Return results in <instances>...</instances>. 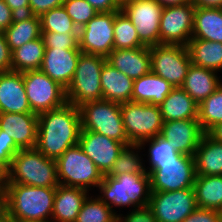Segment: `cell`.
Listing matches in <instances>:
<instances>
[{
  "mask_svg": "<svg viewBox=\"0 0 222 222\" xmlns=\"http://www.w3.org/2000/svg\"><path fill=\"white\" fill-rule=\"evenodd\" d=\"M81 118L79 108L63 106L38 115L36 149L57 160L68 148L79 144Z\"/></svg>",
  "mask_w": 222,
  "mask_h": 222,
  "instance_id": "1",
  "label": "cell"
},
{
  "mask_svg": "<svg viewBox=\"0 0 222 222\" xmlns=\"http://www.w3.org/2000/svg\"><path fill=\"white\" fill-rule=\"evenodd\" d=\"M56 187L7 183L3 202L6 215L19 222L51 220Z\"/></svg>",
  "mask_w": 222,
  "mask_h": 222,
  "instance_id": "2",
  "label": "cell"
},
{
  "mask_svg": "<svg viewBox=\"0 0 222 222\" xmlns=\"http://www.w3.org/2000/svg\"><path fill=\"white\" fill-rule=\"evenodd\" d=\"M98 197L112 210L113 206L142 207L149 205L151 196L150 176L146 174L125 173L114 177L104 176L98 185Z\"/></svg>",
  "mask_w": 222,
  "mask_h": 222,
  "instance_id": "3",
  "label": "cell"
},
{
  "mask_svg": "<svg viewBox=\"0 0 222 222\" xmlns=\"http://www.w3.org/2000/svg\"><path fill=\"white\" fill-rule=\"evenodd\" d=\"M27 186L57 187V162L36 148L20 149L8 169V182Z\"/></svg>",
  "mask_w": 222,
  "mask_h": 222,
  "instance_id": "4",
  "label": "cell"
},
{
  "mask_svg": "<svg viewBox=\"0 0 222 222\" xmlns=\"http://www.w3.org/2000/svg\"><path fill=\"white\" fill-rule=\"evenodd\" d=\"M106 57L81 53L72 82L66 89V100L76 107L103 99L101 72Z\"/></svg>",
  "mask_w": 222,
  "mask_h": 222,
  "instance_id": "5",
  "label": "cell"
},
{
  "mask_svg": "<svg viewBox=\"0 0 222 222\" xmlns=\"http://www.w3.org/2000/svg\"><path fill=\"white\" fill-rule=\"evenodd\" d=\"M81 130L93 131L122 142L132 144L125 133L121 104L101 99L82 104L78 107Z\"/></svg>",
  "mask_w": 222,
  "mask_h": 222,
  "instance_id": "6",
  "label": "cell"
},
{
  "mask_svg": "<svg viewBox=\"0 0 222 222\" xmlns=\"http://www.w3.org/2000/svg\"><path fill=\"white\" fill-rule=\"evenodd\" d=\"M58 183L82 188L88 192L98 187L104 178L102 172L79 144L68 148L57 160Z\"/></svg>",
  "mask_w": 222,
  "mask_h": 222,
  "instance_id": "7",
  "label": "cell"
},
{
  "mask_svg": "<svg viewBox=\"0 0 222 222\" xmlns=\"http://www.w3.org/2000/svg\"><path fill=\"white\" fill-rule=\"evenodd\" d=\"M121 114L125 133L132 144L160 135L164 121L159 106L131 101L121 104Z\"/></svg>",
  "mask_w": 222,
  "mask_h": 222,
  "instance_id": "8",
  "label": "cell"
},
{
  "mask_svg": "<svg viewBox=\"0 0 222 222\" xmlns=\"http://www.w3.org/2000/svg\"><path fill=\"white\" fill-rule=\"evenodd\" d=\"M148 174L151 192L193 188L196 178L194 157L182 154L175 161L158 162Z\"/></svg>",
  "mask_w": 222,
  "mask_h": 222,
  "instance_id": "9",
  "label": "cell"
},
{
  "mask_svg": "<svg viewBox=\"0 0 222 222\" xmlns=\"http://www.w3.org/2000/svg\"><path fill=\"white\" fill-rule=\"evenodd\" d=\"M23 81L31 110L37 115L67 102L66 89L40 70L23 72Z\"/></svg>",
  "mask_w": 222,
  "mask_h": 222,
  "instance_id": "10",
  "label": "cell"
},
{
  "mask_svg": "<svg viewBox=\"0 0 222 222\" xmlns=\"http://www.w3.org/2000/svg\"><path fill=\"white\" fill-rule=\"evenodd\" d=\"M149 50L151 71L173 87H181L192 64L187 46L158 44L149 47Z\"/></svg>",
  "mask_w": 222,
  "mask_h": 222,
  "instance_id": "11",
  "label": "cell"
},
{
  "mask_svg": "<svg viewBox=\"0 0 222 222\" xmlns=\"http://www.w3.org/2000/svg\"><path fill=\"white\" fill-rule=\"evenodd\" d=\"M117 12H98L79 29V49L82 53L107 57L114 50V21Z\"/></svg>",
  "mask_w": 222,
  "mask_h": 222,
  "instance_id": "12",
  "label": "cell"
},
{
  "mask_svg": "<svg viewBox=\"0 0 222 222\" xmlns=\"http://www.w3.org/2000/svg\"><path fill=\"white\" fill-rule=\"evenodd\" d=\"M121 10L137 30L139 40L148 47L160 44V18L163 7L156 0H134Z\"/></svg>",
  "mask_w": 222,
  "mask_h": 222,
  "instance_id": "13",
  "label": "cell"
},
{
  "mask_svg": "<svg viewBox=\"0 0 222 222\" xmlns=\"http://www.w3.org/2000/svg\"><path fill=\"white\" fill-rule=\"evenodd\" d=\"M149 206L157 222H182L197 208L194 188L151 192Z\"/></svg>",
  "mask_w": 222,
  "mask_h": 222,
  "instance_id": "14",
  "label": "cell"
},
{
  "mask_svg": "<svg viewBox=\"0 0 222 222\" xmlns=\"http://www.w3.org/2000/svg\"><path fill=\"white\" fill-rule=\"evenodd\" d=\"M195 5L164 7L160 18V44L187 46L192 38Z\"/></svg>",
  "mask_w": 222,
  "mask_h": 222,
  "instance_id": "15",
  "label": "cell"
},
{
  "mask_svg": "<svg viewBox=\"0 0 222 222\" xmlns=\"http://www.w3.org/2000/svg\"><path fill=\"white\" fill-rule=\"evenodd\" d=\"M79 145L103 175L110 171L125 146L122 142L88 130H81Z\"/></svg>",
  "mask_w": 222,
  "mask_h": 222,
  "instance_id": "16",
  "label": "cell"
},
{
  "mask_svg": "<svg viewBox=\"0 0 222 222\" xmlns=\"http://www.w3.org/2000/svg\"><path fill=\"white\" fill-rule=\"evenodd\" d=\"M205 134L198 120H177L163 122L160 136L169 141L181 154L194 156Z\"/></svg>",
  "mask_w": 222,
  "mask_h": 222,
  "instance_id": "17",
  "label": "cell"
},
{
  "mask_svg": "<svg viewBox=\"0 0 222 222\" xmlns=\"http://www.w3.org/2000/svg\"><path fill=\"white\" fill-rule=\"evenodd\" d=\"M80 49L45 48L40 71L67 89L73 80Z\"/></svg>",
  "mask_w": 222,
  "mask_h": 222,
  "instance_id": "18",
  "label": "cell"
},
{
  "mask_svg": "<svg viewBox=\"0 0 222 222\" xmlns=\"http://www.w3.org/2000/svg\"><path fill=\"white\" fill-rule=\"evenodd\" d=\"M38 115L35 113H0V129L13 138L20 149H33L37 143Z\"/></svg>",
  "mask_w": 222,
  "mask_h": 222,
  "instance_id": "19",
  "label": "cell"
},
{
  "mask_svg": "<svg viewBox=\"0 0 222 222\" xmlns=\"http://www.w3.org/2000/svg\"><path fill=\"white\" fill-rule=\"evenodd\" d=\"M0 113H33L25 92L23 73H0Z\"/></svg>",
  "mask_w": 222,
  "mask_h": 222,
  "instance_id": "20",
  "label": "cell"
},
{
  "mask_svg": "<svg viewBox=\"0 0 222 222\" xmlns=\"http://www.w3.org/2000/svg\"><path fill=\"white\" fill-rule=\"evenodd\" d=\"M107 62L129 78L135 80L151 71V55L148 46L132 49H115Z\"/></svg>",
  "mask_w": 222,
  "mask_h": 222,
  "instance_id": "21",
  "label": "cell"
},
{
  "mask_svg": "<svg viewBox=\"0 0 222 222\" xmlns=\"http://www.w3.org/2000/svg\"><path fill=\"white\" fill-rule=\"evenodd\" d=\"M88 196L87 190L59 184L56 187L51 220L53 222H75Z\"/></svg>",
  "mask_w": 222,
  "mask_h": 222,
  "instance_id": "22",
  "label": "cell"
},
{
  "mask_svg": "<svg viewBox=\"0 0 222 222\" xmlns=\"http://www.w3.org/2000/svg\"><path fill=\"white\" fill-rule=\"evenodd\" d=\"M217 72L191 64L181 86L199 105L222 84Z\"/></svg>",
  "mask_w": 222,
  "mask_h": 222,
  "instance_id": "23",
  "label": "cell"
},
{
  "mask_svg": "<svg viewBox=\"0 0 222 222\" xmlns=\"http://www.w3.org/2000/svg\"><path fill=\"white\" fill-rule=\"evenodd\" d=\"M134 80L114 68L107 61L101 72L103 99L119 104L132 101Z\"/></svg>",
  "mask_w": 222,
  "mask_h": 222,
  "instance_id": "24",
  "label": "cell"
},
{
  "mask_svg": "<svg viewBox=\"0 0 222 222\" xmlns=\"http://www.w3.org/2000/svg\"><path fill=\"white\" fill-rule=\"evenodd\" d=\"M174 87L150 71L134 80L132 102L160 106Z\"/></svg>",
  "mask_w": 222,
  "mask_h": 222,
  "instance_id": "25",
  "label": "cell"
},
{
  "mask_svg": "<svg viewBox=\"0 0 222 222\" xmlns=\"http://www.w3.org/2000/svg\"><path fill=\"white\" fill-rule=\"evenodd\" d=\"M159 107L164 122L198 120L199 105L182 87H174Z\"/></svg>",
  "mask_w": 222,
  "mask_h": 222,
  "instance_id": "26",
  "label": "cell"
},
{
  "mask_svg": "<svg viewBox=\"0 0 222 222\" xmlns=\"http://www.w3.org/2000/svg\"><path fill=\"white\" fill-rule=\"evenodd\" d=\"M196 175H222V142L205 133L194 153Z\"/></svg>",
  "mask_w": 222,
  "mask_h": 222,
  "instance_id": "27",
  "label": "cell"
},
{
  "mask_svg": "<svg viewBox=\"0 0 222 222\" xmlns=\"http://www.w3.org/2000/svg\"><path fill=\"white\" fill-rule=\"evenodd\" d=\"M191 39L222 43V8L196 7Z\"/></svg>",
  "mask_w": 222,
  "mask_h": 222,
  "instance_id": "28",
  "label": "cell"
},
{
  "mask_svg": "<svg viewBox=\"0 0 222 222\" xmlns=\"http://www.w3.org/2000/svg\"><path fill=\"white\" fill-rule=\"evenodd\" d=\"M3 33L13 51L42 36L40 18L34 15L15 16L13 23Z\"/></svg>",
  "mask_w": 222,
  "mask_h": 222,
  "instance_id": "29",
  "label": "cell"
},
{
  "mask_svg": "<svg viewBox=\"0 0 222 222\" xmlns=\"http://www.w3.org/2000/svg\"><path fill=\"white\" fill-rule=\"evenodd\" d=\"M187 48L193 65L216 72L222 69V43L191 39Z\"/></svg>",
  "mask_w": 222,
  "mask_h": 222,
  "instance_id": "30",
  "label": "cell"
},
{
  "mask_svg": "<svg viewBox=\"0 0 222 222\" xmlns=\"http://www.w3.org/2000/svg\"><path fill=\"white\" fill-rule=\"evenodd\" d=\"M193 188L197 207L217 211L222 207V175H196Z\"/></svg>",
  "mask_w": 222,
  "mask_h": 222,
  "instance_id": "31",
  "label": "cell"
},
{
  "mask_svg": "<svg viewBox=\"0 0 222 222\" xmlns=\"http://www.w3.org/2000/svg\"><path fill=\"white\" fill-rule=\"evenodd\" d=\"M45 53V45L42 36L27 42L12 51V70L26 72L39 70Z\"/></svg>",
  "mask_w": 222,
  "mask_h": 222,
  "instance_id": "32",
  "label": "cell"
},
{
  "mask_svg": "<svg viewBox=\"0 0 222 222\" xmlns=\"http://www.w3.org/2000/svg\"><path fill=\"white\" fill-rule=\"evenodd\" d=\"M140 150L142 149L140 148L139 144L124 146V148L120 151L115 163L112 165V168L104 176L114 177L116 175L125 173L146 174L147 172L145 165L143 164L141 156L139 155Z\"/></svg>",
  "mask_w": 222,
  "mask_h": 222,
  "instance_id": "33",
  "label": "cell"
},
{
  "mask_svg": "<svg viewBox=\"0 0 222 222\" xmlns=\"http://www.w3.org/2000/svg\"><path fill=\"white\" fill-rule=\"evenodd\" d=\"M145 46L138 37L137 30L126 14L119 10L114 21V50L132 49Z\"/></svg>",
  "mask_w": 222,
  "mask_h": 222,
  "instance_id": "34",
  "label": "cell"
},
{
  "mask_svg": "<svg viewBox=\"0 0 222 222\" xmlns=\"http://www.w3.org/2000/svg\"><path fill=\"white\" fill-rule=\"evenodd\" d=\"M198 121L205 133L222 122V84L199 104Z\"/></svg>",
  "mask_w": 222,
  "mask_h": 222,
  "instance_id": "35",
  "label": "cell"
},
{
  "mask_svg": "<svg viewBox=\"0 0 222 222\" xmlns=\"http://www.w3.org/2000/svg\"><path fill=\"white\" fill-rule=\"evenodd\" d=\"M41 32L79 34V29L63 6L53 8L40 17Z\"/></svg>",
  "mask_w": 222,
  "mask_h": 222,
  "instance_id": "36",
  "label": "cell"
},
{
  "mask_svg": "<svg viewBox=\"0 0 222 222\" xmlns=\"http://www.w3.org/2000/svg\"><path fill=\"white\" fill-rule=\"evenodd\" d=\"M88 196L75 222H117V211L112 210L98 196Z\"/></svg>",
  "mask_w": 222,
  "mask_h": 222,
  "instance_id": "37",
  "label": "cell"
},
{
  "mask_svg": "<svg viewBox=\"0 0 222 222\" xmlns=\"http://www.w3.org/2000/svg\"><path fill=\"white\" fill-rule=\"evenodd\" d=\"M149 143L148 157L149 166L146 172H150L158 162L175 161L182 154L175 150L174 146L169 144V141L162 136L157 135L154 138H149L141 141L139 146L144 149V146ZM149 169V170H148Z\"/></svg>",
  "mask_w": 222,
  "mask_h": 222,
  "instance_id": "38",
  "label": "cell"
},
{
  "mask_svg": "<svg viewBox=\"0 0 222 222\" xmlns=\"http://www.w3.org/2000/svg\"><path fill=\"white\" fill-rule=\"evenodd\" d=\"M63 7L78 29L99 12L86 0H64Z\"/></svg>",
  "mask_w": 222,
  "mask_h": 222,
  "instance_id": "39",
  "label": "cell"
},
{
  "mask_svg": "<svg viewBox=\"0 0 222 222\" xmlns=\"http://www.w3.org/2000/svg\"><path fill=\"white\" fill-rule=\"evenodd\" d=\"M45 48L79 49V34L41 32Z\"/></svg>",
  "mask_w": 222,
  "mask_h": 222,
  "instance_id": "40",
  "label": "cell"
},
{
  "mask_svg": "<svg viewBox=\"0 0 222 222\" xmlns=\"http://www.w3.org/2000/svg\"><path fill=\"white\" fill-rule=\"evenodd\" d=\"M20 148L15 144L13 138L3 134L0 129V163L8 170L12 162V158Z\"/></svg>",
  "mask_w": 222,
  "mask_h": 222,
  "instance_id": "41",
  "label": "cell"
},
{
  "mask_svg": "<svg viewBox=\"0 0 222 222\" xmlns=\"http://www.w3.org/2000/svg\"><path fill=\"white\" fill-rule=\"evenodd\" d=\"M125 217L117 214V222H157L153 209L149 206L135 207Z\"/></svg>",
  "mask_w": 222,
  "mask_h": 222,
  "instance_id": "42",
  "label": "cell"
},
{
  "mask_svg": "<svg viewBox=\"0 0 222 222\" xmlns=\"http://www.w3.org/2000/svg\"><path fill=\"white\" fill-rule=\"evenodd\" d=\"M182 222H220V217L217 210L197 207Z\"/></svg>",
  "mask_w": 222,
  "mask_h": 222,
  "instance_id": "43",
  "label": "cell"
},
{
  "mask_svg": "<svg viewBox=\"0 0 222 222\" xmlns=\"http://www.w3.org/2000/svg\"><path fill=\"white\" fill-rule=\"evenodd\" d=\"M64 0H29V15L40 17L47 11L63 6Z\"/></svg>",
  "mask_w": 222,
  "mask_h": 222,
  "instance_id": "44",
  "label": "cell"
},
{
  "mask_svg": "<svg viewBox=\"0 0 222 222\" xmlns=\"http://www.w3.org/2000/svg\"><path fill=\"white\" fill-rule=\"evenodd\" d=\"M12 70V51L6 42L3 32H0V73Z\"/></svg>",
  "mask_w": 222,
  "mask_h": 222,
  "instance_id": "45",
  "label": "cell"
},
{
  "mask_svg": "<svg viewBox=\"0 0 222 222\" xmlns=\"http://www.w3.org/2000/svg\"><path fill=\"white\" fill-rule=\"evenodd\" d=\"M15 15L10 7L0 0V32H3L7 29L14 21Z\"/></svg>",
  "mask_w": 222,
  "mask_h": 222,
  "instance_id": "46",
  "label": "cell"
},
{
  "mask_svg": "<svg viewBox=\"0 0 222 222\" xmlns=\"http://www.w3.org/2000/svg\"><path fill=\"white\" fill-rule=\"evenodd\" d=\"M99 12H111L121 10L116 0H86Z\"/></svg>",
  "mask_w": 222,
  "mask_h": 222,
  "instance_id": "47",
  "label": "cell"
},
{
  "mask_svg": "<svg viewBox=\"0 0 222 222\" xmlns=\"http://www.w3.org/2000/svg\"><path fill=\"white\" fill-rule=\"evenodd\" d=\"M15 16L29 15V0H4Z\"/></svg>",
  "mask_w": 222,
  "mask_h": 222,
  "instance_id": "48",
  "label": "cell"
},
{
  "mask_svg": "<svg viewBox=\"0 0 222 222\" xmlns=\"http://www.w3.org/2000/svg\"><path fill=\"white\" fill-rule=\"evenodd\" d=\"M195 7L222 8V0H190Z\"/></svg>",
  "mask_w": 222,
  "mask_h": 222,
  "instance_id": "49",
  "label": "cell"
},
{
  "mask_svg": "<svg viewBox=\"0 0 222 222\" xmlns=\"http://www.w3.org/2000/svg\"><path fill=\"white\" fill-rule=\"evenodd\" d=\"M207 133L216 141L222 142V122L216 124Z\"/></svg>",
  "mask_w": 222,
  "mask_h": 222,
  "instance_id": "50",
  "label": "cell"
},
{
  "mask_svg": "<svg viewBox=\"0 0 222 222\" xmlns=\"http://www.w3.org/2000/svg\"><path fill=\"white\" fill-rule=\"evenodd\" d=\"M8 182V170L0 163V190L4 193Z\"/></svg>",
  "mask_w": 222,
  "mask_h": 222,
  "instance_id": "51",
  "label": "cell"
},
{
  "mask_svg": "<svg viewBox=\"0 0 222 222\" xmlns=\"http://www.w3.org/2000/svg\"><path fill=\"white\" fill-rule=\"evenodd\" d=\"M163 8L169 6H180L191 2L190 0H156Z\"/></svg>",
  "mask_w": 222,
  "mask_h": 222,
  "instance_id": "52",
  "label": "cell"
},
{
  "mask_svg": "<svg viewBox=\"0 0 222 222\" xmlns=\"http://www.w3.org/2000/svg\"><path fill=\"white\" fill-rule=\"evenodd\" d=\"M6 215L4 202L0 205V220Z\"/></svg>",
  "mask_w": 222,
  "mask_h": 222,
  "instance_id": "53",
  "label": "cell"
},
{
  "mask_svg": "<svg viewBox=\"0 0 222 222\" xmlns=\"http://www.w3.org/2000/svg\"><path fill=\"white\" fill-rule=\"evenodd\" d=\"M0 222H19V221L14 220V219L8 217L7 215H5V216L0 220Z\"/></svg>",
  "mask_w": 222,
  "mask_h": 222,
  "instance_id": "54",
  "label": "cell"
},
{
  "mask_svg": "<svg viewBox=\"0 0 222 222\" xmlns=\"http://www.w3.org/2000/svg\"><path fill=\"white\" fill-rule=\"evenodd\" d=\"M117 3L122 7L123 5H125L128 2L134 1V0H116Z\"/></svg>",
  "mask_w": 222,
  "mask_h": 222,
  "instance_id": "55",
  "label": "cell"
},
{
  "mask_svg": "<svg viewBox=\"0 0 222 222\" xmlns=\"http://www.w3.org/2000/svg\"><path fill=\"white\" fill-rule=\"evenodd\" d=\"M4 193L0 190V205L3 203Z\"/></svg>",
  "mask_w": 222,
  "mask_h": 222,
  "instance_id": "56",
  "label": "cell"
},
{
  "mask_svg": "<svg viewBox=\"0 0 222 222\" xmlns=\"http://www.w3.org/2000/svg\"><path fill=\"white\" fill-rule=\"evenodd\" d=\"M218 212H219L220 222H222V207L218 210Z\"/></svg>",
  "mask_w": 222,
  "mask_h": 222,
  "instance_id": "57",
  "label": "cell"
},
{
  "mask_svg": "<svg viewBox=\"0 0 222 222\" xmlns=\"http://www.w3.org/2000/svg\"><path fill=\"white\" fill-rule=\"evenodd\" d=\"M30 222H53L52 220H45V221H30Z\"/></svg>",
  "mask_w": 222,
  "mask_h": 222,
  "instance_id": "58",
  "label": "cell"
}]
</instances>
